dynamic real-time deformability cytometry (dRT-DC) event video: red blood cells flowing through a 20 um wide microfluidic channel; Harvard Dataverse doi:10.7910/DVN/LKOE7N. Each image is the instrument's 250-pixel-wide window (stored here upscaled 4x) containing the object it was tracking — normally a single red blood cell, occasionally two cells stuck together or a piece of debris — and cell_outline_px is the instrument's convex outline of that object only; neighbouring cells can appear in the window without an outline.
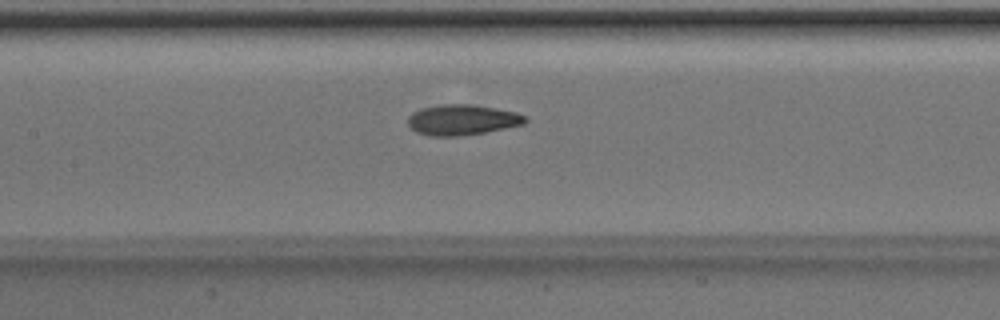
{"species": "Egyptian fruit bat (a non-hibernating species)", "species_latin": "Rousettus aegyptiacus", "temperature_condition": "room temperature", "stored_images_in_passage": 16, "camera_frame_rate_fps": 3000, "um_per_image_px": 0.085, "animal": {"sex": "male"}, "frame": {"image": 1, "passage_image": 14, "time_ms": 4.333, "image_size_px": [1000, 320], "cell_outline_px": [[528, 120], [524, 124], [484, 132], [456, 136], [428, 136], [416, 132], [408, 124], [408, 116], [412, 112], [420, 108], [444, 104], [472, 104], [496, 108], [516, 112], [524, 116]], "centroid_in_image_um": [39.26, 10.18], "position_along_channel_um": 168.1, "area_um2": 20.81}}